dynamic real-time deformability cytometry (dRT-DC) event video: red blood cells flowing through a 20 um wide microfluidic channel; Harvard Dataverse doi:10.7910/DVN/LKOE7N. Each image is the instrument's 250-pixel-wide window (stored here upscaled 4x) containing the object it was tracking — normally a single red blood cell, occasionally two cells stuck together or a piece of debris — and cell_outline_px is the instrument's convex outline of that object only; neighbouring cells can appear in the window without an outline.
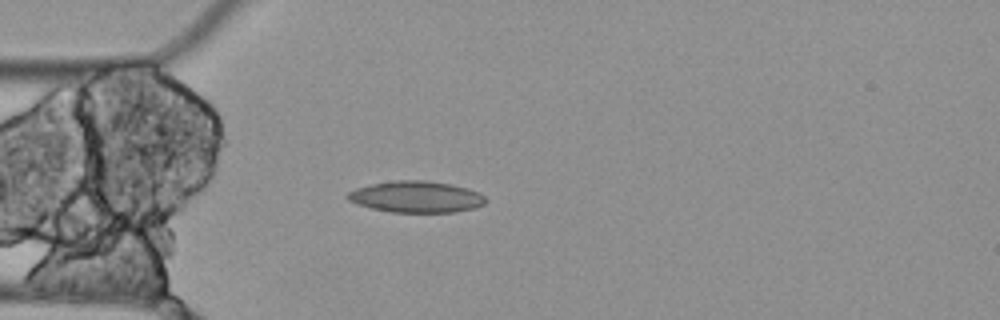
{"species": "Egyptian fruit bat (a non-hibernating species)", "species_latin": "Rousettus aegyptiacus", "temperature_condition": "cold", "stored_images_in_passage": 2, "camera_frame_rate_fps": 3000, "um_per_image_px": 0.085, "animal": {"sex": "female"}, "frame": {"image": 1, "passage_image": 2, "time_ms": 0.333, "image_size_px": [1000, 320], "cell_outline_px": [[488, 200], [484, 204], [476, 208], [452, 212], [392, 212], [372, 208], [356, 204], [348, 200], [344, 196], [348, 192], [356, 188], [372, 184], [396, 180], [424, 180], [452, 184], [468, 188], [484, 196]], "centroid_in_image_um": [35.37, 16.73], "position_along_channel_um": 49.6, "area_um2": 25.32}}